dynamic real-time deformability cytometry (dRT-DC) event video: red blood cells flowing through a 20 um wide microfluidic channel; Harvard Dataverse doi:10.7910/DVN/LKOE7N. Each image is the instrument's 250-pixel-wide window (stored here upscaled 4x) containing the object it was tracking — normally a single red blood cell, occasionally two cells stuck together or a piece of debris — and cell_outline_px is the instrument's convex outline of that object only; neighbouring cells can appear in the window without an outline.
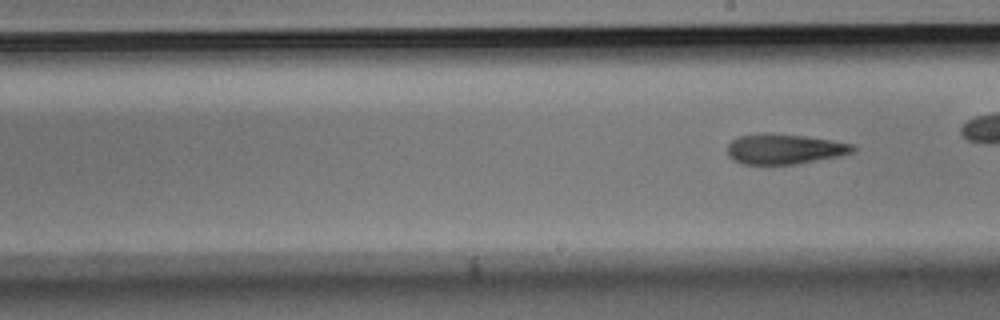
{"species": "Egyptian fruit bat (a non-hibernating species)", "species_latin": "Rousettus aegyptiacus", "temperature_condition": "room temperature", "stored_images_in_passage": 9, "segment_of_instrument_passage": [2, 2], "camera_frame_rate_fps": 3000, "um_per_image_px": 0.085, "animal": {"sex": "male"}, "frame": {"image": 1, "passage_image": 9, "time_ms": 10.667, "image_size_px": [1000, 320], "cell_outline_px": [[856, 152], [844, 156], [796, 164], [744, 164], [732, 160], [728, 156], [728, 144], [732, 140], [740, 136], [804, 136], [832, 140], [856, 144]], "centroid_in_image_um": [66.81, 12.72], "position_along_channel_um": 222.2, "area_um2": 21.56}}